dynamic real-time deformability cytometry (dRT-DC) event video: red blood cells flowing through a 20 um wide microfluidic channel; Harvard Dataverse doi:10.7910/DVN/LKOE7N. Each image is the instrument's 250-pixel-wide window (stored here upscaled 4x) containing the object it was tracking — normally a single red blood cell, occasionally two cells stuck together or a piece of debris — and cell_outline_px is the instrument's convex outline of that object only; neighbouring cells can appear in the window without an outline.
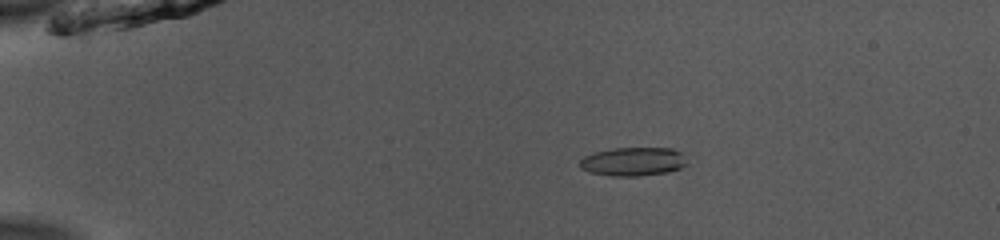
{"species": "common noctule bat (a hibernating species)", "species_latin": "Nyctalus noctula", "temperature_condition": "room temperature", "stored_images_in_passage": 52, "camera_frame_rate_fps": 3000, "um_per_image_px": 0.085, "animal": {"sex": "male", "body_mass_g": 13.0, "forearm_length_mm": 53.1}, "frame": {"image": 1, "passage_image": 11, "time_ms": 3.333, "image_size_px": [1000, 240], "cell_outline_px": [[688, 164], [680, 168], [668, 172], [636, 176], [612, 176], [588, 172], [580, 168], [580, 160], [584, 156], [592, 152], [612, 148], [672, 148], [680, 152]], "centroid_in_image_um": [53.78, 13.73], "position_along_channel_um": 31.2, "area_um2": 17.98}}
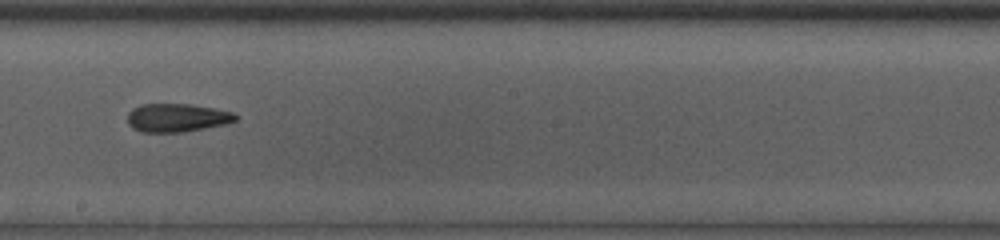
{"frame": {"image": 2, "passage_image": 31, "time_ms": 10.0, "image_size_px": [1000, 240], "cell_outline_px": [[240, 116], [236, 120], [228, 124], [184, 132], [140, 132], [132, 128], [128, 124], [128, 112], [132, 108], [140, 104], [188, 104], [212, 108], [232, 112]], "centroid_in_image_um": [15.04, 10.01], "position_along_channel_um": 233.2, "area_um2": 18.03}}
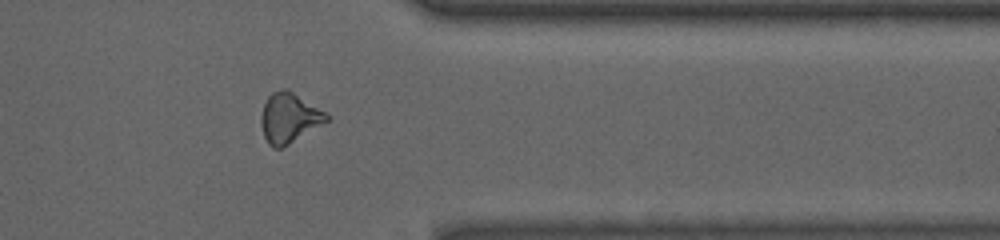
{"frame": {"image": 3, "passage_image": 43, "time_ms": 14.0, "image_size_px": [1000, 240], "cell_outline_px": [[328, 120], [288, 144], [280, 148], [272, 148], [268, 144], [264, 136], [260, 124], [260, 116], [264, 104], [268, 96], [272, 92], [284, 88], [288, 88], [324, 112], [328, 116]], "centroid_in_image_um": [24.51, 10.01], "position_along_channel_um": 386.9, "area_um2": 18.73}, "authors_computed_cell_mechanics": {"area_um2": 18.4382, "velocity_mm_per_s": 3.9821, "shape_relaxation_time_tau1_ms": null, "shape_relaxation_time_tau2_ms": 2.7154, "deformation_change_tau1": null, "deformation_change_tau2": 0.1184}}